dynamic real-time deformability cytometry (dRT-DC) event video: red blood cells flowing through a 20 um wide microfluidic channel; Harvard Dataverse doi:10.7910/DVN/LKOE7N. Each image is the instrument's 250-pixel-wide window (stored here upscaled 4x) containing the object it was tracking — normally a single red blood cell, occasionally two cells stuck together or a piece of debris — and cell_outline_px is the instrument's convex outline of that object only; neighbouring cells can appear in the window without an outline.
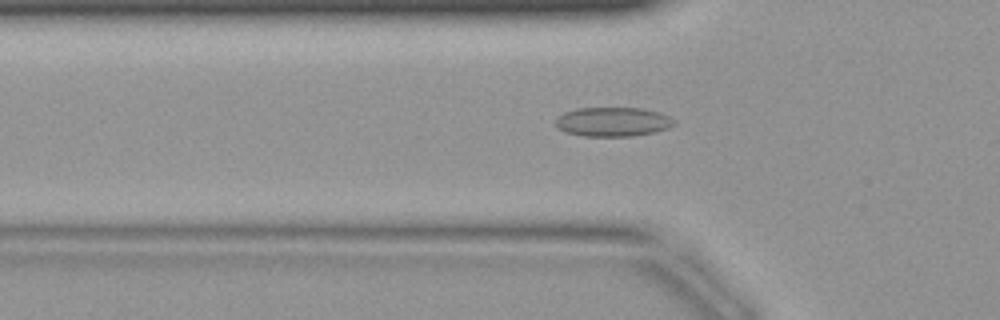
{"species": "common noctule bat (a hibernating species)", "species_latin": "Nyctalus noctula", "temperature_condition": "warm", "stored_images_in_passage": 42, "camera_frame_rate_fps": 3000, "um_per_image_px": 0.085, "animal": {"sex": "female", "body_mass_g": 19.9}, "frame": {"image": 1, "passage_image": 14, "time_ms": 4.333, "image_size_px": [1000, 320], "cell_outline_px": [[676, 124], [668, 128], [656, 132], [632, 136], [584, 136], [564, 132], [556, 128], [556, 116], [564, 112], [576, 108], [644, 108], [660, 112], [676, 120]], "centroid_in_image_um": [52.09, 10.35], "position_along_channel_um": 73.7, "area_um2": 20.52}}
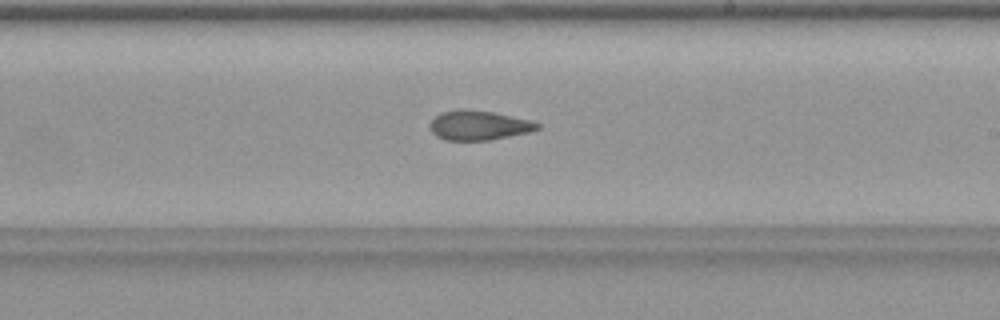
{"frame": {"image": 2, "passage_image": 25, "time_ms": 8.0, "image_size_px": [1000, 320], "cell_outline_px": [[540, 128], [528, 132], [488, 140], [444, 140], [436, 136], [428, 128], [428, 124], [440, 112], [492, 112], [532, 120], [540, 124]], "centroid_in_image_um": [40.7, 10.69], "position_along_channel_um": 248.3, "area_um2": 17.8}}
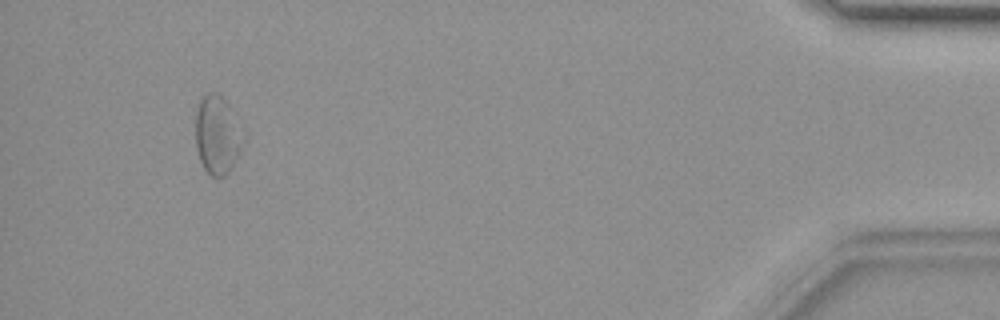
{"frame": {"image": 3, "passage_image": 40, "time_ms": 13.0, "image_size_px": [1000, 320], "cell_outline_px": [[244, 144], [232, 168], [224, 176], [212, 176], [204, 168], [200, 160], [196, 148], [196, 112], [200, 100], [208, 92], [216, 92], [228, 104], [244, 128]], "centroid_in_image_um": [18.51, 11.47], "position_along_channel_um": 416.7, "area_um2": 22.02}}